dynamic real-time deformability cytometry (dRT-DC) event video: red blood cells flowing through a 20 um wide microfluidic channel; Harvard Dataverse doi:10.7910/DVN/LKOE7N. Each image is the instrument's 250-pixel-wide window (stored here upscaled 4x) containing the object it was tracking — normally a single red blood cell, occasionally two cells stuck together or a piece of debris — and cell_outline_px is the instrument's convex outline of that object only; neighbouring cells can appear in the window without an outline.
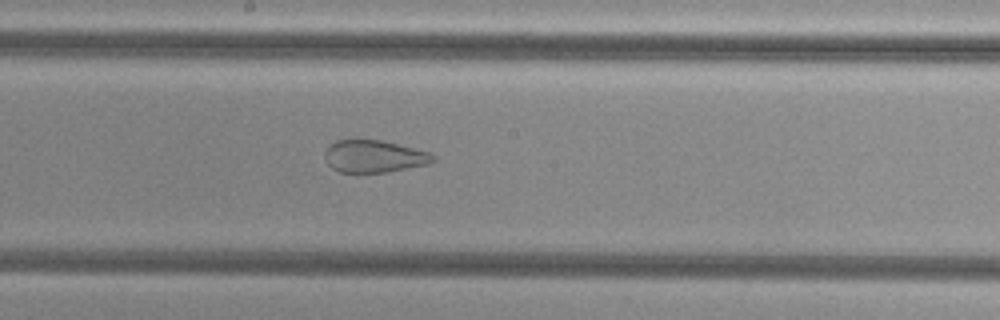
{"species": "common noctule bat (a hibernating species)", "species_latin": "Nyctalus noctula", "temperature_condition": "cold", "stored_images_in_passage": 45, "camera_frame_rate_fps": 3000, "um_per_image_px": 0.085, "animal": {"sex": "female", "body_mass_g": 29.2, "forearm_length_mm": 56.3}, "frame": {"image": 1, "passage_image": 21, "time_ms": 6.667, "image_size_px": [1000, 320], "cell_outline_px": [[436, 160], [428, 164], [388, 172], [340, 172], [332, 168], [328, 164], [324, 156], [324, 152], [336, 140], [356, 136], [384, 140], [428, 152], [436, 156]], "centroid_in_image_um": [31.77, 13.24], "position_along_channel_um": 216.4, "area_um2": 20.98}}
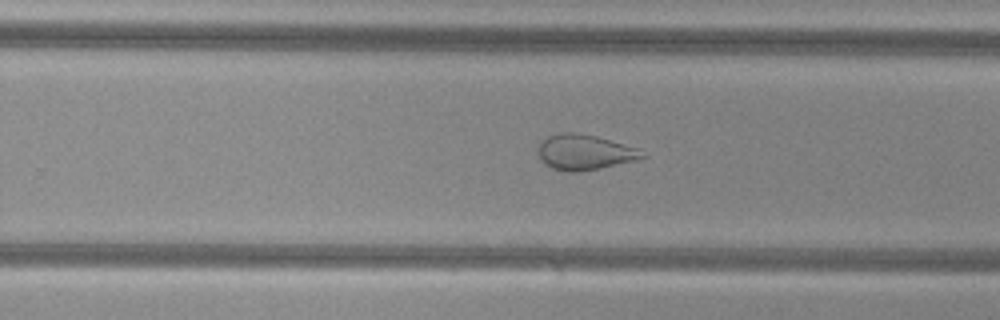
{"frame": {"image": 2, "passage_image": 26, "time_ms": 8.333, "image_size_px": [1000, 320], "cell_outline_px": [[648, 156], [636, 160], [600, 168], [576, 172], [568, 172], [552, 168], [544, 164], [540, 160], [536, 148], [540, 140], [548, 136], [560, 132], [580, 132], [596, 136], [640, 148]], "centroid_in_image_um": [49.66, 12.92], "position_along_channel_um": 280.1, "area_um2": 21.91}}
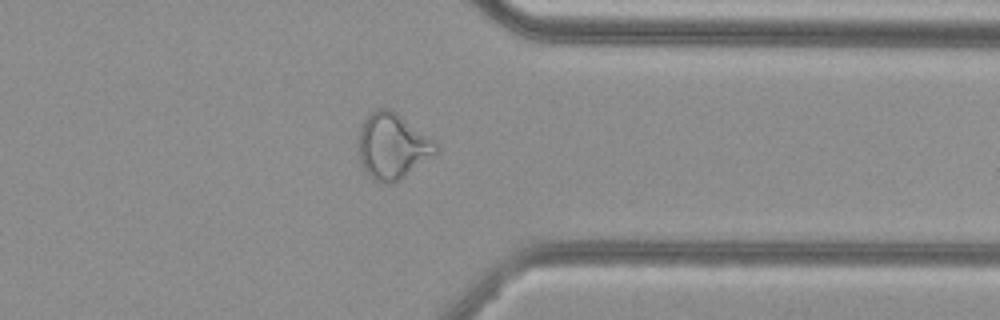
{"frame": {"image": 3, "passage_image": 34, "time_ms": 11.0, "image_size_px": [1000, 320], "cell_outline_px": [[440, 152], [392, 184], [380, 184], [368, 176], [360, 164], [356, 144], [360, 128], [364, 120], [372, 108], [388, 108], [396, 112], [436, 140], [440, 148]], "centroid_in_image_um": [33.35, 12.42], "position_along_channel_um": 378.1, "area_um2": 30.58}}